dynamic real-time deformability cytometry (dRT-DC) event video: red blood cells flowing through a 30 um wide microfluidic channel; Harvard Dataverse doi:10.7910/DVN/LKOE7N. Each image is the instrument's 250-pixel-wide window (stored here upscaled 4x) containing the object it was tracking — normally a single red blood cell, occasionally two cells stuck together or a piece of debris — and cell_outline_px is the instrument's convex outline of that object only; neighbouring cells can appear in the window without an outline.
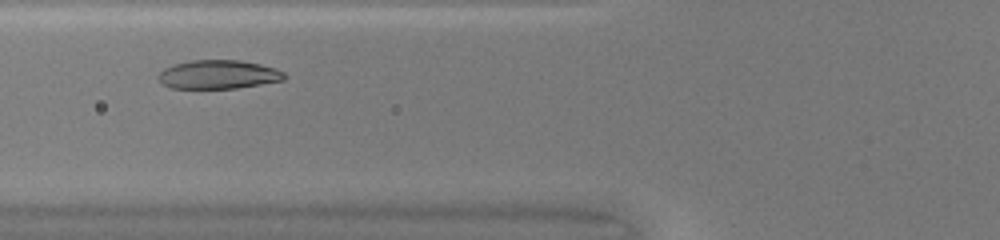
{"species": "common noctule bat (a hibernating species)", "species_latin": "Nyctalus noctula", "temperature_condition": "warm", "stored_images_in_passage": 27, "camera_frame_rate_fps": 3000, "um_per_image_px": 0.085, "animal": {"sex": "female", "body_mass_g": 20.0, "forearm_length_mm": 54.0}, "frame": {"image": 1, "passage_image": 6, "time_ms": 1.667, "image_size_px": [1000, 240], "cell_outline_px": [[288, 76], [284, 80], [236, 88], [172, 88], [164, 84], [156, 76], [164, 68], [172, 64], [192, 60], [240, 60], [260, 64], [276, 68], [284, 72]], "centroid_in_image_um": [18.57, 6.32], "position_along_channel_um": 107.2, "area_um2": 21.15}}
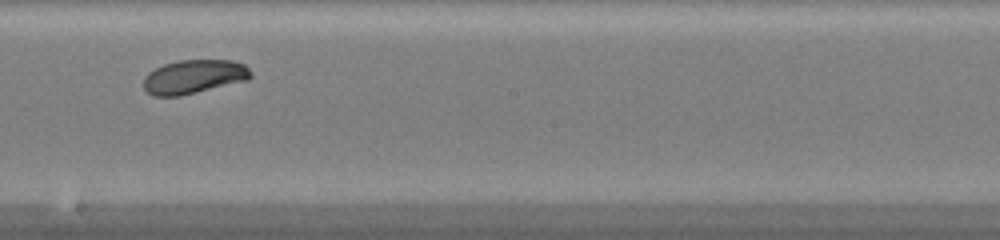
{"frame": {"image": 2, "passage_image": 15, "time_ms": 4.667, "image_size_px": [1000, 240], "cell_outline_px": [[252, 76], [248, 80], [180, 96], [152, 96], [144, 88], [144, 76], [148, 72], [164, 64], [180, 60], [232, 60], [244, 64], [252, 72]], "centroid_in_image_um": [16.49, 6.52], "position_along_channel_um": 231.7, "area_um2": 21.21}}
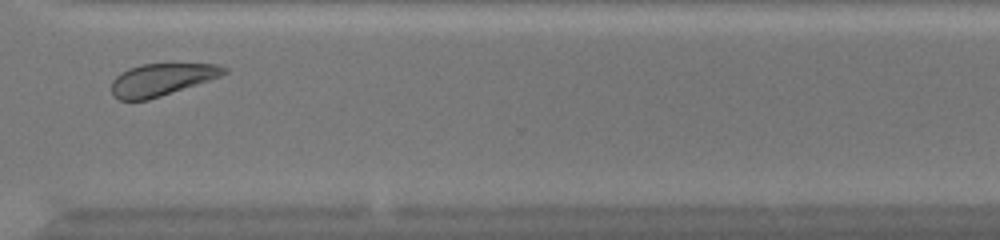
{"frame": {"image": 3, "passage_image": 24, "time_ms": 7.667, "image_size_px": [1000, 240], "cell_outline_px": [[228, 72], [220, 76], [148, 100], [120, 100], [112, 96], [112, 80], [116, 76], [128, 68], [140, 64], [220, 64], [228, 68]], "centroid_in_image_um": [13.72, 6.75], "position_along_channel_um": 356.9, "area_um2": 20.92}, "authors_computed_cell_mechanics": {"area_um2": 21.4438, "velocity_mm_per_s": 4.1575, "shape_relaxation_time_tau1_ms": 2.0764, "shape_relaxation_time_tau2_ms": null, "deformation_change_tau1": 0.1048, "deformation_change_tau2": null}}